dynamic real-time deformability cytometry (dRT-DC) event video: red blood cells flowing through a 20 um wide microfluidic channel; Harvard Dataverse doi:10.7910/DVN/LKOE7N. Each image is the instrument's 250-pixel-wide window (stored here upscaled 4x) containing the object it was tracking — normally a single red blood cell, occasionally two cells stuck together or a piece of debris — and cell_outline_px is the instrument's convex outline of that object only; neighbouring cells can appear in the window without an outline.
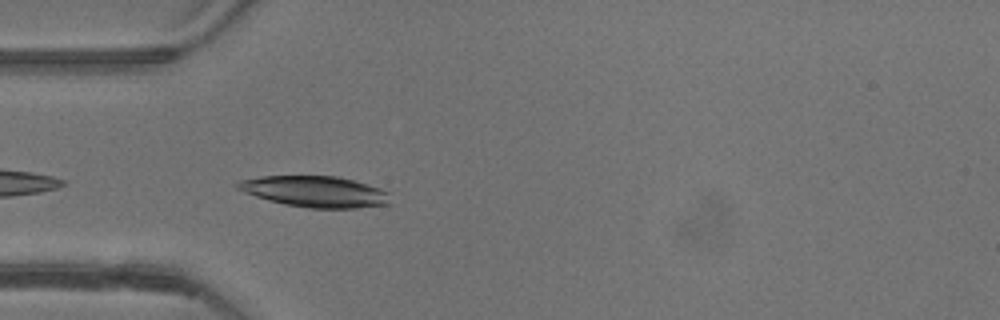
{"species": "common noctule bat (a hibernating species)", "species_latin": "Nyctalus noctula", "temperature_condition": "warm", "stored_images_in_passage": 38, "camera_frame_rate_fps": 3000, "um_per_image_px": 0.085, "animal": {"sex": "female"}, "frame": {"image": 1, "passage_image": 2, "time_ms": 0.333, "image_size_px": [1000, 320], "cell_outline_px": [[392, 204], [356, 208], [308, 208], [284, 204], [256, 196], [244, 192], [236, 188], [232, 184], [240, 180], [260, 176], [336, 176], [352, 180], [380, 188], [388, 192]], "centroid_in_image_um": [26.77, 16.28], "position_along_channel_um": 58.2, "area_um2": 27.69}}
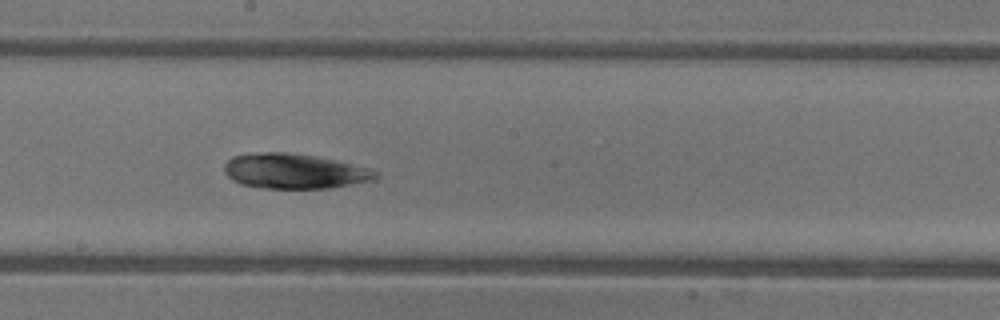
{"frame": {"image": 2, "passage_image": 15, "time_ms": 4.667, "image_size_px": [1000, 320], "cell_outline_px": [[380, 176], [376, 180], [328, 188], [260, 188], [240, 184], [232, 180], [224, 172], [224, 164], [232, 156], [260, 152], [284, 152], [316, 156], [336, 160], [372, 168], [380, 172]], "centroid_in_image_um": [25.07, 14.55], "position_along_channel_um": 223.1, "area_um2": 31.21}}
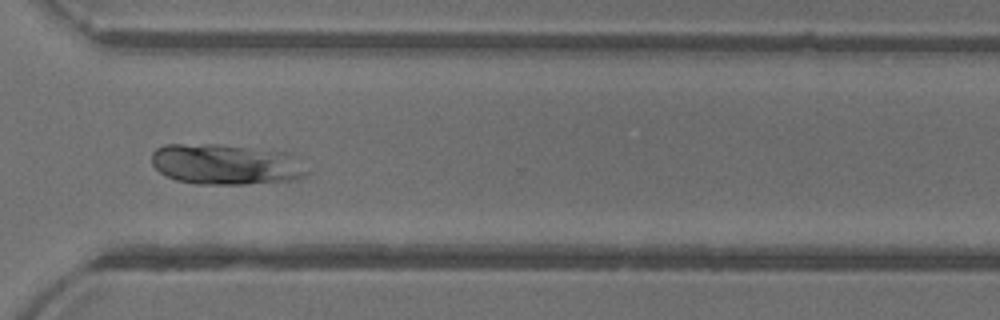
{"frame": {"image": 3, "passage_image": 25, "time_ms": 8.0, "image_size_px": [1000, 320], "cell_outline_px": [[308, 172], [304, 176], [296, 180], [244, 184], [196, 184], [176, 180], [160, 172], [152, 164], [152, 152], [156, 148], [164, 144], [216, 144], [284, 152]], "centroid_in_image_um": [19.09, 13.98], "position_along_channel_um": 351.5, "area_um2": 36.18}}